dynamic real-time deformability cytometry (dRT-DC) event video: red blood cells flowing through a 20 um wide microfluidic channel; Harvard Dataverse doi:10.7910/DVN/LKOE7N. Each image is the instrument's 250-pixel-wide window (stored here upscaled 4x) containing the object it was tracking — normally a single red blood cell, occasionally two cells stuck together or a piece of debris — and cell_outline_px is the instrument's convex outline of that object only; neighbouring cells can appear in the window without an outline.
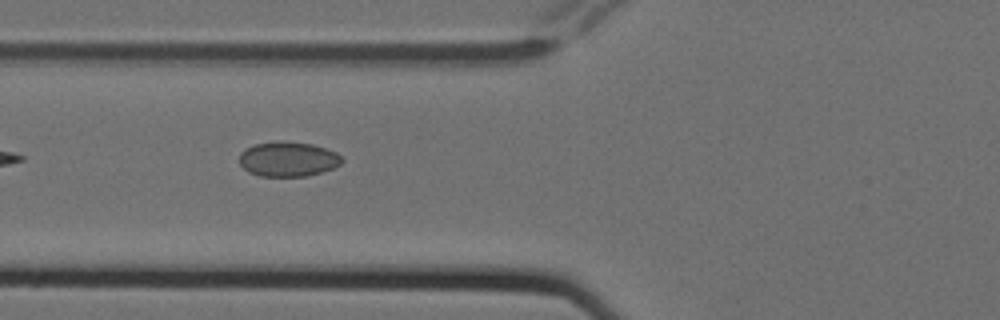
{"species": "Egyptian fruit bat (a non-hibernating species)", "species_latin": "Rousettus aegyptiacus", "temperature_condition": "cold", "stored_images_in_passage": 7, "camera_frame_rate_fps": 3000, "um_per_image_px": 0.085, "animal": {"sex": "female"}, "frame": {"image": 1, "passage_image": 6, "time_ms": 1.667, "image_size_px": [1000, 320], "cell_outline_px": [[344, 160], [340, 164], [332, 168], [308, 176], [260, 176], [248, 172], [240, 164], [240, 152], [244, 148], [256, 144], [276, 140], [284, 140], [312, 144], [336, 152]], "centroid_in_image_um": [24.46, 13.51], "position_along_channel_um": 101.3, "area_um2": 20.92}}
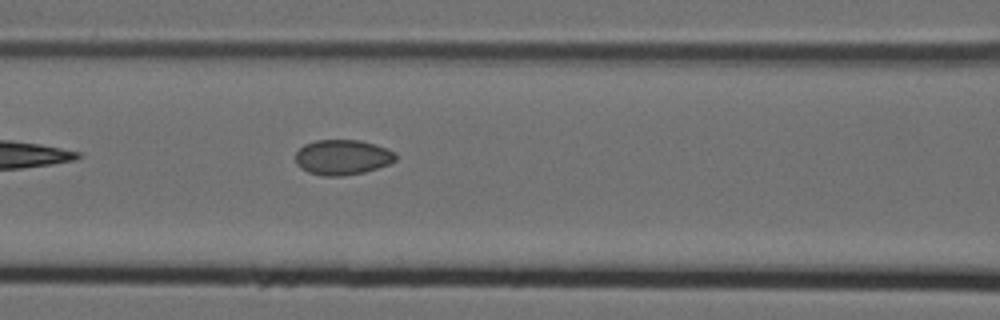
{"frame": {"image": 2, "passage_image": 7, "time_ms": 2.0, "image_size_px": [1000, 320], "cell_outline_px": [[396, 160], [388, 164], [364, 172], [344, 176], [324, 176], [308, 172], [300, 168], [296, 164], [296, 152], [304, 144], [316, 140], [360, 140], [376, 144], [396, 152]], "centroid_in_image_um": [29.1, 13.36], "position_along_channel_um": 137.5, "area_um2": 20.63}}